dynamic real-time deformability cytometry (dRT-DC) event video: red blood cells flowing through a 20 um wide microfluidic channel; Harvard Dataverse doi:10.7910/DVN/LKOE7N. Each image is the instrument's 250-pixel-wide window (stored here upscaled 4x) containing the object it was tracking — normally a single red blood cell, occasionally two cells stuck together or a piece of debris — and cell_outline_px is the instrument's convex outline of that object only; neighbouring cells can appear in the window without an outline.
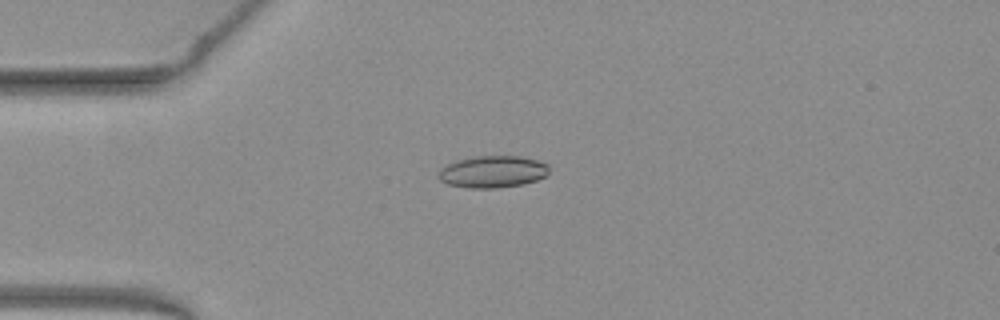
{"species": "common noctule bat (a hibernating species)", "species_latin": "Nyctalus noctula", "temperature_condition": "warm", "stored_images_in_passage": 52, "camera_frame_rate_fps": 3000, "um_per_image_px": 0.085, "animal": {"sex": "female", "body_mass_g": 19.3, "forearm_length_mm": 54.1}, "frame": {"image": 1, "passage_image": 14, "time_ms": 4.333, "image_size_px": [1000, 320], "cell_outline_px": [[548, 172], [544, 176], [536, 180], [524, 184], [496, 188], [468, 188], [448, 184], [440, 180], [440, 168], [456, 160], [476, 156], [520, 156], [536, 160], [548, 164]], "centroid_in_image_um": [41.88, 14.59], "position_along_channel_um": 43.1, "area_um2": 20.46}}
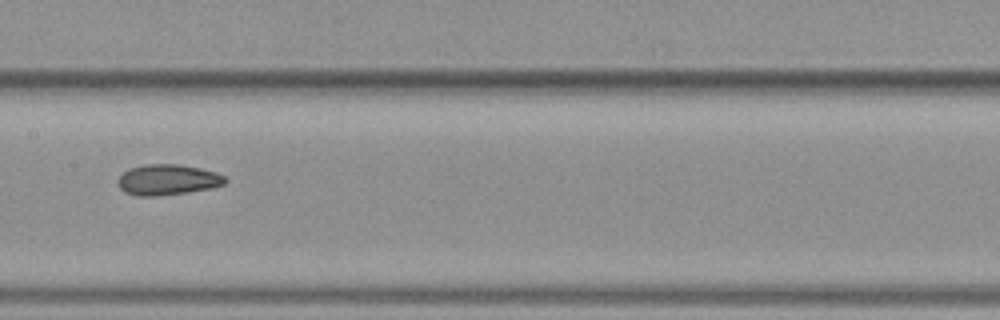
{"frame": {"image": 2, "passage_image": 27, "time_ms": 8.667, "image_size_px": [1000, 320], "cell_outline_px": [[228, 180], [224, 184], [212, 188], [188, 192], [156, 196], [136, 196], [124, 192], [120, 188], [116, 180], [128, 168], [148, 164], [180, 164], [200, 168], [216, 172], [224, 176]], "centroid_in_image_um": [14.24, 15.28], "position_along_channel_um": 193.2, "area_um2": 19.31}}
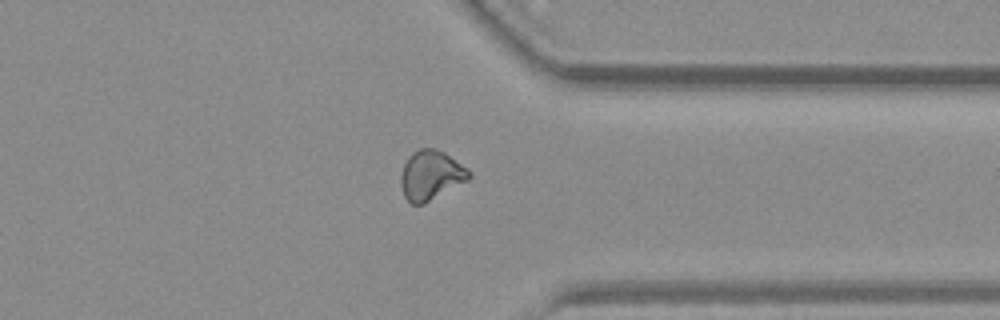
{"frame": {"image": 3, "passage_image": 41, "time_ms": 13.333, "image_size_px": [1000, 320], "cell_outline_px": [[472, 176], [468, 180], [424, 204], [412, 204], [404, 196], [400, 184], [400, 176], [404, 164], [408, 156], [412, 152], [420, 148], [432, 148], [444, 152], [468, 168], [472, 172]], "centroid_in_image_um": [36.62, 14.89], "position_along_channel_um": 374.8, "area_um2": 19.77}, "authors_computed_cell_mechanics": {"area_um2": 19.652, "velocity_mm_per_s": 3.9892, "shape_relaxation_time_tau1_ms": null, "shape_relaxation_time_tau2_ms": 2.7672, "deformation_change_tau1": null, "deformation_change_tau2": 0.0973}}